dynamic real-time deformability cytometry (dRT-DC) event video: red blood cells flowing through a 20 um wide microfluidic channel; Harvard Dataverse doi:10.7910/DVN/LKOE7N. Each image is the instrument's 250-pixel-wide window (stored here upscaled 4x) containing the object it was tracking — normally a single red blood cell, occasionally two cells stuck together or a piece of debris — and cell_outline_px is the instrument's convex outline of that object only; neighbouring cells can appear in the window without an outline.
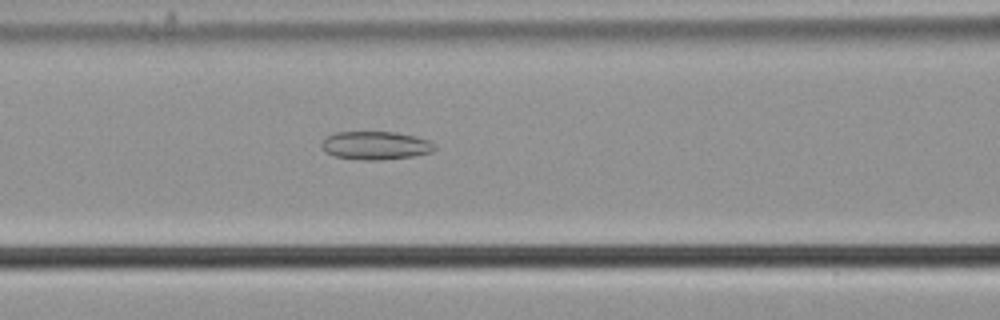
{"species": "common noctule bat (a hibernating species)", "species_latin": "Nyctalus noctula", "temperature_condition": "cold", "stored_images_in_passage": 46, "camera_frame_rate_fps": 3000, "um_per_image_px": 0.085, "animal": {"sex": "male", "body_mass_g": 21.5, "forearm_length_mm": 52.0}, "frame": {"image": 1, "passage_image": 14, "time_ms": 4.333, "image_size_px": [1000, 320], "cell_outline_px": [[436, 148], [432, 152], [412, 156], [380, 160], [364, 160], [332, 156], [324, 152], [320, 144], [328, 136], [336, 132], [396, 132], [416, 136], [428, 140]], "centroid_in_image_um": [31.89, 12.37], "position_along_channel_um": 134.7, "area_um2": 18.61}}
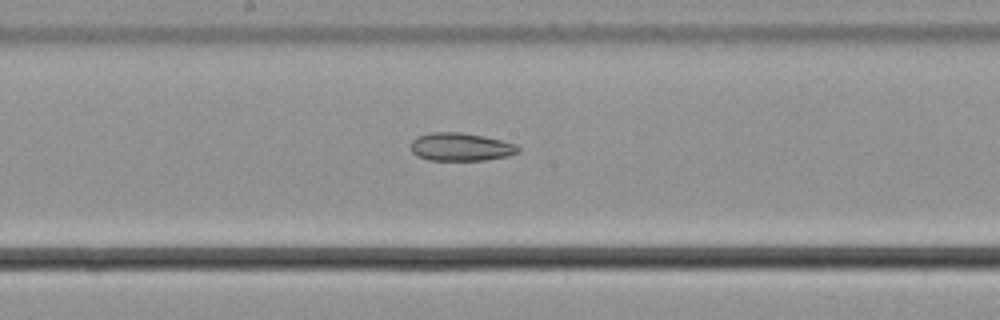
{"frame": {"image": 2, "passage_image": 20, "time_ms": 6.333, "image_size_px": [1000, 320], "cell_outline_px": [[520, 152], [508, 156], [484, 160], [428, 160], [416, 156], [412, 152], [412, 140], [416, 136], [428, 132], [460, 132], [484, 136], [516, 144], [520, 148]], "centroid_in_image_um": [39.15, 12.48], "position_along_channel_um": 209.0, "area_um2": 17.69}}
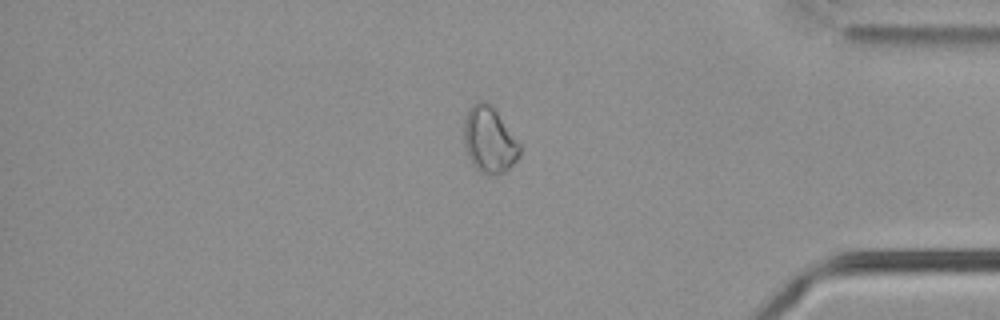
{"frame": {"image": 3, "passage_image": 37, "time_ms": 12.0, "image_size_px": [1000, 320], "cell_outline_px": [[520, 156], [504, 172], [496, 176], [480, 172], [472, 164], [464, 144], [464, 120], [472, 104], [476, 100], [484, 100], [492, 104], [520, 144]], "centroid_in_image_um": [41.59, 11.87], "position_along_channel_um": 393.6, "area_um2": 21.56}}